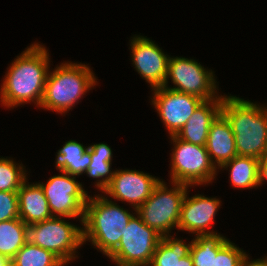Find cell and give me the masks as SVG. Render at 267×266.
<instances>
[{"mask_svg": "<svg viewBox=\"0 0 267 266\" xmlns=\"http://www.w3.org/2000/svg\"><path fill=\"white\" fill-rule=\"evenodd\" d=\"M49 55L44 44L35 42L16 56L1 80L2 106L10 110L28 103L40 106L50 69Z\"/></svg>", "mask_w": 267, "mask_h": 266, "instance_id": "1", "label": "cell"}, {"mask_svg": "<svg viewBox=\"0 0 267 266\" xmlns=\"http://www.w3.org/2000/svg\"><path fill=\"white\" fill-rule=\"evenodd\" d=\"M221 114L235 136L237 155L257 159L267 155V105L224 93Z\"/></svg>", "mask_w": 267, "mask_h": 266, "instance_id": "2", "label": "cell"}, {"mask_svg": "<svg viewBox=\"0 0 267 266\" xmlns=\"http://www.w3.org/2000/svg\"><path fill=\"white\" fill-rule=\"evenodd\" d=\"M90 196L85 205L83 243L91 242L96 250L108 257L118 247L136 211L131 213L102 194Z\"/></svg>", "mask_w": 267, "mask_h": 266, "instance_id": "3", "label": "cell"}, {"mask_svg": "<svg viewBox=\"0 0 267 266\" xmlns=\"http://www.w3.org/2000/svg\"><path fill=\"white\" fill-rule=\"evenodd\" d=\"M88 65L65 61L56 65L53 70L49 69L39 108L62 115L73 109L89 90L99 84Z\"/></svg>", "mask_w": 267, "mask_h": 266, "instance_id": "4", "label": "cell"}, {"mask_svg": "<svg viewBox=\"0 0 267 266\" xmlns=\"http://www.w3.org/2000/svg\"><path fill=\"white\" fill-rule=\"evenodd\" d=\"M170 141L173 144L171 153V182L182 183L194 186H206L216 180L219 170L212 163L206 146L194 145L171 135Z\"/></svg>", "mask_w": 267, "mask_h": 266, "instance_id": "5", "label": "cell"}, {"mask_svg": "<svg viewBox=\"0 0 267 266\" xmlns=\"http://www.w3.org/2000/svg\"><path fill=\"white\" fill-rule=\"evenodd\" d=\"M161 180L151 196L136 210L142 221L162 237L178 229L181 207L189 185Z\"/></svg>", "mask_w": 267, "mask_h": 266, "instance_id": "6", "label": "cell"}, {"mask_svg": "<svg viewBox=\"0 0 267 266\" xmlns=\"http://www.w3.org/2000/svg\"><path fill=\"white\" fill-rule=\"evenodd\" d=\"M27 241L52 252L68 265L78 258L77 249L84 244L83 227L67 222L65 217H52L28 225Z\"/></svg>", "mask_w": 267, "mask_h": 266, "instance_id": "7", "label": "cell"}, {"mask_svg": "<svg viewBox=\"0 0 267 266\" xmlns=\"http://www.w3.org/2000/svg\"><path fill=\"white\" fill-rule=\"evenodd\" d=\"M215 72L208 70L195 59L181 56H169L167 63V75L164 87L191 94L207 101L211 99H223L218 93V82ZM168 80L174 84L170 87Z\"/></svg>", "mask_w": 267, "mask_h": 266, "instance_id": "8", "label": "cell"}, {"mask_svg": "<svg viewBox=\"0 0 267 266\" xmlns=\"http://www.w3.org/2000/svg\"><path fill=\"white\" fill-rule=\"evenodd\" d=\"M135 215L128 222L118 247L108 256L117 266H149L161 241L162 236Z\"/></svg>", "mask_w": 267, "mask_h": 266, "instance_id": "9", "label": "cell"}, {"mask_svg": "<svg viewBox=\"0 0 267 266\" xmlns=\"http://www.w3.org/2000/svg\"><path fill=\"white\" fill-rule=\"evenodd\" d=\"M53 175L47 182H38L43 188L48 206L53 217H65L79 220L83 226L85 205L88 192L84 185L63 171Z\"/></svg>", "mask_w": 267, "mask_h": 266, "instance_id": "10", "label": "cell"}, {"mask_svg": "<svg viewBox=\"0 0 267 266\" xmlns=\"http://www.w3.org/2000/svg\"><path fill=\"white\" fill-rule=\"evenodd\" d=\"M151 91L153 96L150 103L164 123L169 136L176 135L204 101L197 96L164 86L154 88Z\"/></svg>", "mask_w": 267, "mask_h": 266, "instance_id": "11", "label": "cell"}, {"mask_svg": "<svg viewBox=\"0 0 267 266\" xmlns=\"http://www.w3.org/2000/svg\"><path fill=\"white\" fill-rule=\"evenodd\" d=\"M161 180L136 169H116L114 176L102 193L104 196L114 199V202L118 200L122 203H129L133 211H136L151 196Z\"/></svg>", "mask_w": 267, "mask_h": 266, "instance_id": "12", "label": "cell"}, {"mask_svg": "<svg viewBox=\"0 0 267 266\" xmlns=\"http://www.w3.org/2000/svg\"><path fill=\"white\" fill-rule=\"evenodd\" d=\"M129 40L132 65L138 74L154 89L166 81L169 55L147 36L133 35Z\"/></svg>", "mask_w": 267, "mask_h": 266, "instance_id": "13", "label": "cell"}, {"mask_svg": "<svg viewBox=\"0 0 267 266\" xmlns=\"http://www.w3.org/2000/svg\"><path fill=\"white\" fill-rule=\"evenodd\" d=\"M189 191L183 200L181 207L178 231H187L194 236L215 235L217 231H210L215 216L221 208L222 201L217 197H206L197 194L189 197Z\"/></svg>", "mask_w": 267, "mask_h": 266, "instance_id": "14", "label": "cell"}, {"mask_svg": "<svg viewBox=\"0 0 267 266\" xmlns=\"http://www.w3.org/2000/svg\"><path fill=\"white\" fill-rule=\"evenodd\" d=\"M223 99L203 101L176 136L194 145L206 146L211 123L221 113Z\"/></svg>", "mask_w": 267, "mask_h": 266, "instance_id": "15", "label": "cell"}, {"mask_svg": "<svg viewBox=\"0 0 267 266\" xmlns=\"http://www.w3.org/2000/svg\"><path fill=\"white\" fill-rule=\"evenodd\" d=\"M206 149L218 170L224 163L237 156L235 136L229 122L221 113L211 123Z\"/></svg>", "mask_w": 267, "mask_h": 266, "instance_id": "16", "label": "cell"}, {"mask_svg": "<svg viewBox=\"0 0 267 266\" xmlns=\"http://www.w3.org/2000/svg\"><path fill=\"white\" fill-rule=\"evenodd\" d=\"M19 218L26 224H34L52 218L43 188L36 182L29 183L28 178L17 191Z\"/></svg>", "mask_w": 267, "mask_h": 266, "instance_id": "17", "label": "cell"}, {"mask_svg": "<svg viewBox=\"0 0 267 266\" xmlns=\"http://www.w3.org/2000/svg\"><path fill=\"white\" fill-rule=\"evenodd\" d=\"M55 167L72 176L85 174L91 163L89 146L69 140L56 152Z\"/></svg>", "mask_w": 267, "mask_h": 266, "instance_id": "18", "label": "cell"}, {"mask_svg": "<svg viewBox=\"0 0 267 266\" xmlns=\"http://www.w3.org/2000/svg\"><path fill=\"white\" fill-rule=\"evenodd\" d=\"M89 149L92 161L85 174L90 178L96 179L94 186L102 192L111 181L115 172L111 168L112 149L104 142L92 144L89 146Z\"/></svg>", "mask_w": 267, "mask_h": 266, "instance_id": "19", "label": "cell"}, {"mask_svg": "<svg viewBox=\"0 0 267 266\" xmlns=\"http://www.w3.org/2000/svg\"><path fill=\"white\" fill-rule=\"evenodd\" d=\"M258 164L257 158L237 155L219 169L223 171L229 168V180L234 188L253 189L258 187Z\"/></svg>", "mask_w": 267, "mask_h": 266, "instance_id": "20", "label": "cell"}, {"mask_svg": "<svg viewBox=\"0 0 267 266\" xmlns=\"http://www.w3.org/2000/svg\"><path fill=\"white\" fill-rule=\"evenodd\" d=\"M193 239L188 244L174 235H165L158 243L149 266H176L181 258L190 254Z\"/></svg>", "mask_w": 267, "mask_h": 266, "instance_id": "21", "label": "cell"}, {"mask_svg": "<svg viewBox=\"0 0 267 266\" xmlns=\"http://www.w3.org/2000/svg\"><path fill=\"white\" fill-rule=\"evenodd\" d=\"M27 227L20 218L0 222V254L11 259L27 242Z\"/></svg>", "mask_w": 267, "mask_h": 266, "instance_id": "22", "label": "cell"}, {"mask_svg": "<svg viewBox=\"0 0 267 266\" xmlns=\"http://www.w3.org/2000/svg\"><path fill=\"white\" fill-rule=\"evenodd\" d=\"M228 241L229 239L220 233L193 237L190 250L193 266H212L213 254H217Z\"/></svg>", "mask_w": 267, "mask_h": 266, "instance_id": "23", "label": "cell"}, {"mask_svg": "<svg viewBox=\"0 0 267 266\" xmlns=\"http://www.w3.org/2000/svg\"><path fill=\"white\" fill-rule=\"evenodd\" d=\"M12 264V266H66L52 252L28 241L16 253Z\"/></svg>", "mask_w": 267, "mask_h": 266, "instance_id": "24", "label": "cell"}, {"mask_svg": "<svg viewBox=\"0 0 267 266\" xmlns=\"http://www.w3.org/2000/svg\"><path fill=\"white\" fill-rule=\"evenodd\" d=\"M25 168L22 162L16 163L13 158L2 156L0 158V191L17 192L28 177Z\"/></svg>", "mask_w": 267, "mask_h": 266, "instance_id": "25", "label": "cell"}, {"mask_svg": "<svg viewBox=\"0 0 267 266\" xmlns=\"http://www.w3.org/2000/svg\"><path fill=\"white\" fill-rule=\"evenodd\" d=\"M247 255L243 248L229 240L217 254H213L212 266H241Z\"/></svg>", "mask_w": 267, "mask_h": 266, "instance_id": "26", "label": "cell"}, {"mask_svg": "<svg viewBox=\"0 0 267 266\" xmlns=\"http://www.w3.org/2000/svg\"><path fill=\"white\" fill-rule=\"evenodd\" d=\"M19 218L17 192L0 191V222Z\"/></svg>", "mask_w": 267, "mask_h": 266, "instance_id": "27", "label": "cell"}, {"mask_svg": "<svg viewBox=\"0 0 267 266\" xmlns=\"http://www.w3.org/2000/svg\"><path fill=\"white\" fill-rule=\"evenodd\" d=\"M267 182V155L259 159L258 164V186Z\"/></svg>", "mask_w": 267, "mask_h": 266, "instance_id": "28", "label": "cell"}, {"mask_svg": "<svg viewBox=\"0 0 267 266\" xmlns=\"http://www.w3.org/2000/svg\"><path fill=\"white\" fill-rule=\"evenodd\" d=\"M241 266H267V256L262 259H252L250 260L249 254L244 258Z\"/></svg>", "mask_w": 267, "mask_h": 266, "instance_id": "29", "label": "cell"}, {"mask_svg": "<svg viewBox=\"0 0 267 266\" xmlns=\"http://www.w3.org/2000/svg\"><path fill=\"white\" fill-rule=\"evenodd\" d=\"M176 266H193L191 255L189 254L188 256L181 258Z\"/></svg>", "mask_w": 267, "mask_h": 266, "instance_id": "30", "label": "cell"}, {"mask_svg": "<svg viewBox=\"0 0 267 266\" xmlns=\"http://www.w3.org/2000/svg\"><path fill=\"white\" fill-rule=\"evenodd\" d=\"M12 259L0 254V266H12Z\"/></svg>", "mask_w": 267, "mask_h": 266, "instance_id": "31", "label": "cell"}]
</instances>
